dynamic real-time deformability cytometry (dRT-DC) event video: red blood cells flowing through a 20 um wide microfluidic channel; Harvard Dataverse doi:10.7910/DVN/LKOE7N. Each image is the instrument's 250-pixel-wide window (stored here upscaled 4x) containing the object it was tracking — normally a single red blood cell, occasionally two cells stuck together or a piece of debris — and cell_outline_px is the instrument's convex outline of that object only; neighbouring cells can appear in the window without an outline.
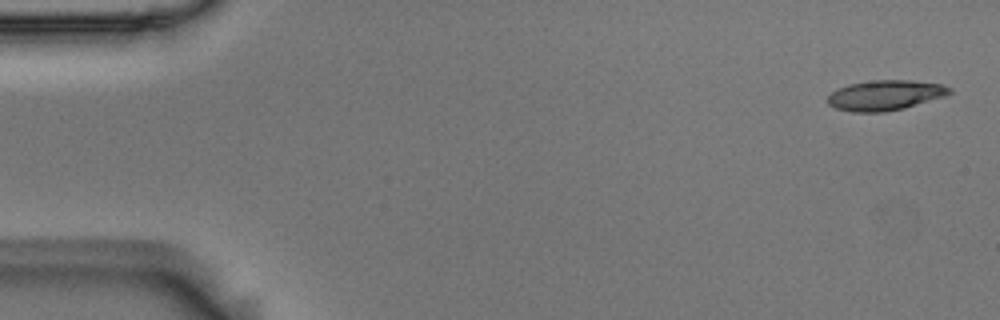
{"species": "Egyptian fruit bat (a non-hibernating species)", "species_latin": "Rousettus aegyptiacus", "temperature_condition": "room temperature", "stored_images_in_passage": 55, "camera_frame_rate_fps": 3000, "um_per_image_px": 0.085, "animal": {"sex": "male"}, "frame": {"image": 1, "passage_image": 2, "time_ms": 0.333, "image_size_px": [1000, 320], "cell_outline_px": [[952, 92], [944, 96], [904, 108], [884, 112], [852, 112], [836, 108], [828, 104], [828, 96], [836, 88], [848, 84], [872, 80], [912, 80], [944, 84], [952, 88]], "centroid_in_image_um": [75.24, 8.08], "position_along_channel_um": 9.8, "area_um2": 21.5}}
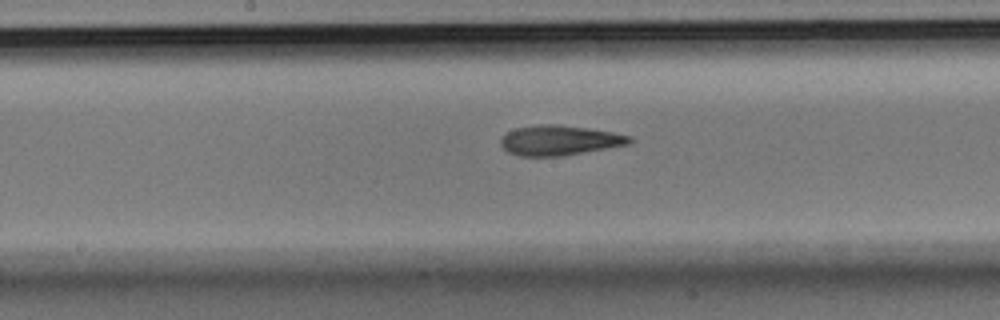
{"frame": {"image": 2, "passage_image": 28, "time_ms": 9.0, "image_size_px": [1000, 320], "cell_outline_px": [[632, 140], [628, 144], [560, 156], [520, 156], [508, 152], [500, 144], [500, 140], [508, 132], [516, 128], [540, 124], [556, 124], [612, 132], [632, 136]], "centroid_in_image_um": [47.52, 11.93], "position_along_channel_um": 200.7, "area_um2": 22.08}}
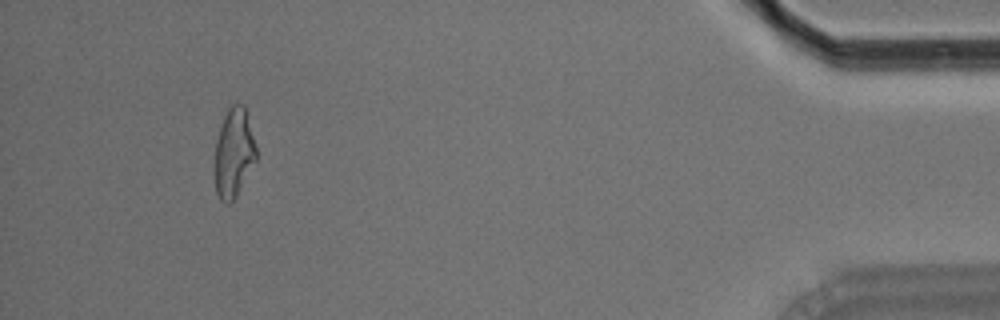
{"frame": {"image": 3, "passage_image": 51, "time_ms": 16.667, "image_size_px": [1000, 320], "cell_outline_px": [[256, 160], [236, 196], [228, 204], [220, 200], [216, 192], [216, 140], [224, 116], [228, 108], [232, 104], [244, 104], [256, 144]], "centroid_in_image_um": [19.89, 12.97], "position_along_channel_um": 415.3, "area_um2": 21.15}, "authors_computed_cell_mechanics": {"area_um2": 22.0218, "velocity_mm_per_s": 3.6748, "shape_relaxation_time_tau1_ms": 6.0312, "shape_relaxation_time_tau2_ms": 3.9618, "deformation_change_tau1": 0.2044, "deformation_change_tau2": 0.1569}}